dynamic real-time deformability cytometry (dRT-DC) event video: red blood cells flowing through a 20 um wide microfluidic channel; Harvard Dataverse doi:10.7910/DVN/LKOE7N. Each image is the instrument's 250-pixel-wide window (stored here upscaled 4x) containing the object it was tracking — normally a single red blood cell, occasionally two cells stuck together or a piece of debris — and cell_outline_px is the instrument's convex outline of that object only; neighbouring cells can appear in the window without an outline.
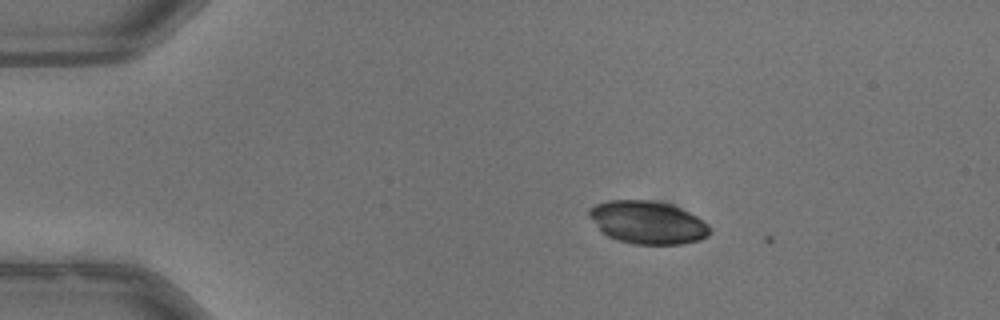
{"species": "common noctule bat (a hibernating species)", "species_latin": "Nyctalus noctula", "temperature_condition": "warm", "stored_images_in_passage": 9, "camera_frame_rate_fps": 3000, "um_per_image_px": 0.085, "animal": {"sex": "male", "body_mass_g": 13.3}, "frame": {"image": 1, "passage_image": 4, "time_ms": 1.0, "image_size_px": [1000, 320], "cell_outline_px": [[712, 232], [708, 236], [700, 240], [684, 244], [632, 244], [616, 240], [608, 236], [588, 216], [588, 208], [596, 204], [608, 200], [648, 200], [672, 204], [696, 216], [708, 224], [712, 228]], "centroid_in_image_um": [55.08, 18.91], "position_along_channel_um": 29.9, "area_um2": 30.29}}